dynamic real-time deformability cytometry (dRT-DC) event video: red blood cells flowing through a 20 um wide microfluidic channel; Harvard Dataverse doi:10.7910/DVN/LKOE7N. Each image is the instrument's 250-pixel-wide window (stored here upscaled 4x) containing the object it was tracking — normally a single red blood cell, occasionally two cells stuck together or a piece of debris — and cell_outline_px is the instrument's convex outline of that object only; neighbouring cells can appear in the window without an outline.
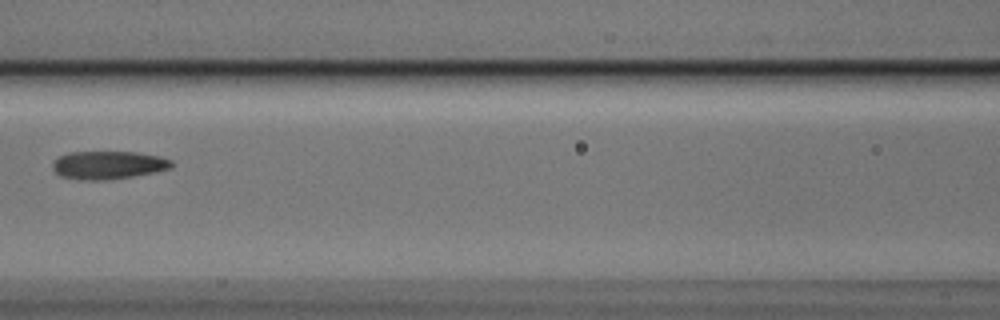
{"species": "Egyptian fruit bat (a non-hibernating species)", "species_latin": "Rousettus aegyptiacus", "temperature_condition": "cold", "stored_images_in_passage": 3, "camera_frame_rate_fps": 3000, "um_per_image_px": 0.085, "animal": {"sex": "male"}, "frame": {"image": 1, "passage_image": 3, "time_ms": 0.667, "image_size_px": [1000, 320], "cell_outline_px": [[172, 164], [168, 168], [156, 172], [132, 176], [104, 180], [84, 180], [60, 176], [52, 168], [52, 164], [60, 156], [68, 152], [136, 152], [160, 156], [172, 160]], "centroid_in_image_um": [9.19, 14.02], "position_along_channel_um": 157.4, "area_um2": 19.31}}